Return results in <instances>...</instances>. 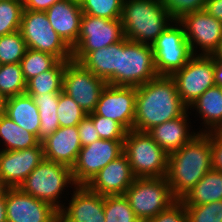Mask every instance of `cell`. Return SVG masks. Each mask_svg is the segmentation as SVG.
Segmentation results:
<instances>
[{"instance_id":"cell-15","label":"cell","mask_w":222,"mask_h":222,"mask_svg":"<svg viewBox=\"0 0 222 222\" xmlns=\"http://www.w3.org/2000/svg\"><path fill=\"white\" fill-rule=\"evenodd\" d=\"M135 107L136 87L107 84L93 112L117 121L129 131L134 130Z\"/></svg>"},{"instance_id":"cell-30","label":"cell","mask_w":222,"mask_h":222,"mask_svg":"<svg viewBox=\"0 0 222 222\" xmlns=\"http://www.w3.org/2000/svg\"><path fill=\"white\" fill-rule=\"evenodd\" d=\"M27 82L20 63L4 64L0 68V94L5 98L26 92Z\"/></svg>"},{"instance_id":"cell-41","label":"cell","mask_w":222,"mask_h":222,"mask_svg":"<svg viewBox=\"0 0 222 222\" xmlns=\"http://www.w3.org/2000/svg\"><path fill=\"white\" fill-rule=\"evenodd\" d=\"M78 132L81 146H87L100 139L99 134L93 124V121L86 116L78 125Z\"/></svg>"},{"instance_id":"cell-39","label":"cell","mask_w":222,"mask_h":222,"mask_svg":"<svg viewBox=\"0 0 222 222\" xmlns=\"http://www.w3.org/2000/svg\"><path fill=\"white\" fill-rule=\"evenodd\" d=\"M174 20H179L184 14L203 10L206 0H160Z\"/></svg>"},{"instance_id":"cell-49","label":"cell","mask_w":222,"mask_h":222,"mask_svg":"<svg viewBox=\"0 0 222 222\" xmlns=\"http://www.w3.org/2000/svg\"><path fill=\"white\" fill-rule=\"evenodd\" d=\"M7 186L4 184L3 180L0 178V198L5 194Z\"/></svg>"},{"instance_id":"cell-46","label":"cell","mask_w":222,"mask_h":222,"mask_svg":"<svg viewBox=\"0 0 222 222\" xmlns=\"http://www.w3.org/2000/svg\"><path fill=\"white\" fill-rule=\"evenodd\" d=\"M0 222H7L5 194L0 198Z\"/></svg>"},{"instance_id":"cell-5","label":"cell","mask_w":222,"mask_h":222,"mask_svg":"<svg viewBox=\"0 0 222 222\" xmlns=\"http://www.w3.org/2000/svg\"><path fill=\"white\" fill-rule=\"evenodd\" d=\"M150 44L118 42L117 86H140L158 77Z\"/></svg>"},{"instance_id":"cell-9","label":"cell","mask_w":222,"mask_h":222,"mask_svg":"<svg viewBox=\"0 0 222 222\" xmlns=\"http://www.w3.org/2000/svg\"><path fill=\"white\" fill-rule=\"evenodd\" d=\"M172 22L175 25H172ZM151 46L159 76H171L182 69L194 56L186 40L184 27L178 20L171 21V25L157 37Z\"/></svg>"},{"instance_id":"cell-3","label":"cell","mask_w":222,"mask_h":222,"mask_svg":"<svg viewBox=\"0 0 222 222\" xmlns=\"http://www.w3.org/2000/svg\"><path fill=\"white\" fill-rule=\"evenodd\" d=\"M121 21L128 40L151 45L174 19L160 0H123Z\"/></svg>"},{"instance_id":"cell-29","label":"cell","mask_w":222,"mask_h":222,"mask_svg":"<svg viewBox=\"0 0 222 222\" xmlns=\"http://www.w3.org/2000/svg\"><path fill=\"white\" fill-rule=\"evenodd\" d=\"M67 61L59 60L50 70L27 82L26 94L60 93L63 91V75Z\"/></svg>"},{"instance_id":"cell-6","label":"cell","mask_w":222,"mask_h":222,"mask_svg":"<svg viewBox=\"0 0 222 222\" xmlns=\"http://www.w3.org/2000/svg\"><path fill=\"white\" fill-rule=\"evenodd\" d=\"M76 185L69 166L44 159L25 179L19 188L38 200L51 204L60 211L63 204L59 203L63 189ZM59 200V201H58Z\"/></svg>"},{"instance_id":"cell-21","label":"cell","mask_w":222,"mask_h":222,"mask_svg":"<svg viewBox=\"0 0 222 222\" xmlns=\"http://www.w3.org/2000/svg\"><path fill=\"white\" fill-rule=\"evenodd\" d=\"M42 145L46 160L61 163L70 168L75 164L82 147L77 126L59 127L42 141Z\"/></svg>"},{"instance_id":"cell-32","label":"cell","mask_w":222,"mask_h":222,"mask_svg":"<svg viewBox=\"0 0 222 222\" xmlns=\"http://www.w3.org/2000/svg\"><path fill=\"white\" fill-rule=\"evenodd\" d=\"M105 222H141L124 195L104 196Z\"/></svg>"},{"instance_id":"cell-23","label":"cell","mask_w":222,"mask_h":222,"mask_svg":"<svg viewBox=\"0 0 222 222\" xmlns=\"http://www.w3.org/2000/svg\"><path fill=\"white\" fill-rule=\"evenodd\" d=\"M5 115L22 129L34 134L38 138L40 129V115L32 96L26 93L7 98L5 101Z\"/></svg>"},{"instance_id":"cell-40","label":"cell","mask_w":222,"mask_h":222,"mask_svg":"<svg viewBox=\"0 0 222 222\" xmlns=\"http://www.w3.org/2000/svg\"><path fill=\"white\" fill-rule=\"evenodd\" d=\"M147 222H188L186 207L181 200L177 199Z\"/></svg>"},{"instance_id":"cell-34","label":"cell","mask_w":222,"mask_h":222,"mask_svg":"<svg viewBox=\"0 0 222 222\" xmlns=\"http://www.w3.org/2000/svg\"><path fill=\"white\" fill-rule=\"evenodd\" d=\"M27 50L20 31L0 36V62L4 64L20 63Z\"/></svg>"},{"instance_id":"cell-43","label":"cell","mask_w":222,"mask_h":222,"mask_svg":"<svg viewBox=\"0 0 222 222\" xmlns=\"http://www.w3.org/2000/svg\"><path fill=\"white\" fill-rule=\"evenodd\" d=\"M59 0H23L24 10L46 11Z\"/></svg>"},{"instance_id":"cell-26","label":"cell","mask_w":222,"mask_h":222,"mask_svg":"<svg viewBox=\"0 0 222 222\" xmlns=\"http://www.w3.org/2000/svg\"><path fill=\"white\" fill-rule=\"evenodd\" d=\"M180 200L184 205H202L222 200V172L211 169Z\"/></svg>"},{"instance_id":"cell-36","label":"cell","mask_w":222,"mask_h":222,"mask_svg":"<svg viewBox=\"0 0 222 222\" xmlns=\"http://www.w3.org/2000/svg\"><path fill=\"white\" fill-rule=\"evenodd\" d=\"M57 109L60 127L77 126L88 115L63 91L59 93Z\"/></svg>"},{"instance_id":"cell-4","label":"cell","mask_w":222,"mask_h":222,"mask_svg":"<svg viewBox=\"0 0 222 222\" xmlns=\"http://www.w3.org/2000/svg\"><path fill=\"white\" fill-rule=\"evenodd\" d=\"M123 153L135 178L166 177L168 154L147 132L127 131Z\"/></svg>"},{"instance_id":"cell-45","label":"cell","mask_w":222,"mask_h":222,"mask_svg":"<svg viewBox=\"0 0 222 222\" xmlns=\"http://www.w3.org/2000/svg\"><path fill=\"white\" fill-rule=\"evenodd\" d=\"M215 69H214V77H215V85L222 87V60L216 59L214 57Z\"/></svg>"},{"instance_id":"cell-48","label":"cell","mask_w":222,"mask_h":222,"mask_svg":"<svg viewBox=\"0 0 222 222\" xmlns=\"http://www.w3.org/2000/svg\"><path fill=\"white\" fill-rule=\"evenodd\" d=\"M213 56L216 59H221L222 60V40L220 42L219 48L217 49V51L213 54Z\"/></svg>"},{"instance_id":"cell-25","label":"cell","mask_w":222,"mask_h":222,"mask_svg":"<svg viewBox=\"0 0 222 222\" xmlns=\"http://www.w3.org/2000/svg\"><path fill=\"white\" fill-rule=\"evenodd\" d=\"M197 109L203 124L204 133L218 131L222 127V87L214 85L207 89L189 108ZM208 127V128H207Z\"/></svg>"},{"instance_id":"cell-38","label":"cell","mask_w":222,"mask_h":222,"mask_svg":"<svg viewBox=\"0 0 222 222\" xmlns=\"http://www.w3.org/2000/svg\"><path fill=\"white\" fill-rule=\"evenodd\" d=\"M87 116L93 121L100 139L114 141L125 140L127 130L117 121L96 115L94 112Z\"/></svg>"},{"instance_id":"cell-2","label":"cell","mask_w":222,"mask_h":222,"mask_svg":"<svg viewBox=\"0 0 222 222\" xmlns=\"http://www.w3.org/2000/svg\"><path fill=\"white\" fill-rule=\"evenodd\" d=\"M200 131L191 141L168 155L166 179L173 196L179 200L212 169L211 140Z\"/></svg>"},{"instance_id":"cell-7","label":"cell","mask_w":222,"mask_h":222,"mask_svg":"<svg viewBox=\"0 0 222 222\" xmlns=\"http://www.w3.org/2000/svg\"><path fill=\"white\" fill-rule=\"evenodd\" d=\"M124 196L141 222L149 221L177 200L166 177L135 178Z\"/></svg>"},{"instance_id":"cell-20","label":"cell","mask_w":222,"mask_h":222,"mask_svg":"<svg viewBox=\"0 0 222 222\" xmlns=\"http://www.w3.org/2000/svg\"><path fill=\"white\" fill-rule=\"evenodd\" d=\"M50 25L63 41L73 49L80 32L83 12L79 0H59L46 11Z\"/></svg>"},{"instance_id":"cell-8","label":"cell","mask_w":222,"mask_h":222,"mask_svg":"<svg viewBox=\"0 0 222 222\" xmlns=\"http://www.w3.org/2000/svg\"><path fill=\"white\" fill-rule=\"evenodd\" d=\"M19 31L27 48L50 53L59 60H72V49L50 25L45 11L24 10Z\"/></svg>"},{"instance_id":"cell-28","label":"cell","mask_w":222,"mask_h":222,"mask_svg":"<svg viewBox=\"0 0 222 222\" xmlns=\"http://www.w3.org/2000/svg\"><path fill=\"white\" fill-rule=\"evenodd\" d=\"M0 138L5 151L30 149L41 143L36 135L22 129L5 114L0 115Z\"/></svg>"},{"instance_id":"cell-13","label":"cell","mask_w":222,"mask_h":222,"mask_svg":"<svg viewBox=\"0 0 222 222\" xmlns=\"http://www.w3.org/2000/svg\"><path fill=\"white\" fill-rule=\"evenodd\" d=\"M124 141L98 139L81 147L72 166V177L76 185H87L108 163L123 154Z\"/></svg>"},{"instance_id":"cell-24","label":"cell","mask_w":222,"mask_h":222,"mask_svg":"<svg viewBox=\"0 0 222 222\" xmlns=\"http://www.w3.org/2000/svg\"><path fill=\"white\" fill-rule=\"evenodd\" d=\"M118 42L90 51L80 63L109 85L117 86Z\"/></svg>"},{"instance_id":"cell-42","label":"cell","mask_w":222,"mask_h":222,"mask_svg":"<svg viewBox=\"0 0 222 222\" xmlns=\"http://www.w3.org/2000/svg\"><path fill=\"white\" fill-rule=\"evenodd\" d=\"M206 134L211 140L212 169L222 172V132L212 131Z\"/></svg>"},{"instance_id":"cell-35","label":"cell","mask_w":222,"mask_h":222,"mask_svg":"<svg viewBox=\"0 0 222 222\" xmlns=\"http://www.w3.org/2000/svg\"><path fill=\"white\" fill-rule=\"evenodd\" d=\"M83 14L106 19H121L123 0H79Z\"/></svg>"},{"instance_id":"cell-18","label":"cell","mask_w":222,"mask_h":222,"mask_svg":"<svg viewBox=\"0 0 222 222\" xmlns=\"http://www.w3.org/2000/svg\"><path fill=\"white\" fill-rule=\"evenodd\" d=\"M134 179L129 160L123 153L103 167L86 186L102 196L124 195Z\"/></svg>"},{"instance_id":"cell-44","label":"cell","mask_w":222,"mask_h":222,"mask_svg":"<svg viewBox=\"0 0 222 222\" xmlns=\"http://www.w3.org/2000/svg\"><path fill=\"white\" fill-rule=\"evenodd\" d=\"M204 10L222 22V0H206Z\"/></svg>"},{"instance_id":"cell-14","label":"cell","mask_w":222,"mask_h":222,"mask_svg":"<svg viewBox=\"0 0 222 222\" xmlns=\"http://www.w3.org/2000/svg\"><path fill=\"white\" fill-rule=\"evenodd\" d=\"M184 27L185 37L191 51L196 55V48L202 52L198 55H213L222 40V22L209 15L204 9L184 14L178 20Z\"/></svg>"},{"instance_id":"cell-33","label":"cell","mask_w":222,"mask_h":222,"mask_svg":"<svg viewBox=\"0 0 222 222\" xmlns=\"http://www.w3.org/2000/svg\"><path fill=\"white\" fill-rule=\"evenodd\" d=\"M23 11V0H0V36L19 30Z\"/></svg>"},{"instance_id":"cell-16","label":"cell","mask_w":222,"mask_h":222,"mask_svg":"<svg viewBox=\"0 0 222 222\" xmlns=\"http://www.w3.org/2000/svg\"><path fill=\"white\" fill-rule=\"evenodd\" d=\"M5 204L7 222H55L59 218V211L51 204L20 188H7Z\"/></svg>"},{"instance_id":"cell-11","label":"cell","mask_w":222,"mask_h":222,"mask_svg":"<svg viewBox=\"0 0 222 222\" xmlns=\"http://www.w3.org/2000/svg\"><path fill=\"white\" fill-rule=\"evenodd\" d=\"M214 56L194 55L170 77L182 102L189 108L207 89L215 85Z\"/></svg>"},{"instance_id":"cell-19","label":"cell","mask_w":222,"mask_h":222,"mask_svg":"<svg viewBox=\"0 0 222 222\" xmlns=\"http://www.w3.org/2000/svg\"><path fill=\"white\" fill-rule=\"evenodd\" d=\"M68 207L59 211L63 222H105L104 196L86 185H75Z\"/></svg>"},{"instance_id":"cell-37","label":"cell","mask_w":222,"mask_h":222,"mask_svg":"<svg viewBox=\"0 0 222 222\" xmlns=\"http://www.w3.org/2000/svg\"><path fill=\"white\" fill-rule=\"evenodd\" d=\"M185 207L188 222H222V200Z\"/></svg>"},{"instance_id":"cell-27","label":"cell","mask_w":222,"mask_h":222,"mask_svg":"<svg viewBox=\"0 0 222 222\" xmlns=\"http://www.w3.org/2000/svg\"><path fill=\"white\" fill-rule=\"evenodd\" d=\"M27 95L32 96L39 110L41 124L38 132V139L42 142L60 127L57 115L59 93Z\"/></svg>"},{"instance_id":"cell-12","label":"cell","mask_w":222,"mask_h":222,"mask_svg":"<svg viewBox=\"0 0 222 222\" xmlns=\"http://www.w3.org/2000/svg\"><path fill=\"white\" fill-rule=\"evenodd\" d=\"M106 81L94 75L80 62L67 61L63 75V92L87 114L93 113Z\"/></svg>"},{"instance_id":"cell-31","label":"cell","mask_w":222,"mask_h":222,"mask_svg":"<svg viewBox=\"0 0 222 222\" xmlns=\"http://www.w3.org/2000/svg\"><path fill=\"white\" fill-rule=\"evenodd\" d=\"M58 61L59 59L50 53L27 48L20 62L26 82L44 71L50 70Z\"/></svg>"},{"instance_id":"cell-17","label":"cell","mask_w":222,"mask_h":222,"mask_svg":"<svg viewBox=\"0 0 222 222\" xmlns=\"http://www.w3.org/2000/svg\"><path fill=\"white\" fill-rule=\"evenodd\" d=\"M44 159L42 142L30 149L0 150V178L8 188H19Z\"/></svg>"},{"instance_id":"cell-1","label":"cell","mask_w":222,"mask_h":222,"mask_svg":"<svg viewBox=\"0 0 222 222\" xmlns=\"http://www.w3.org/2000/svg\"><path fill=\"white\" fill-rule=\"evenodd\" d=\"M188 109L179 97L175 81L170 76H158L136 87L134 130L148 132Z\"/></svg>"},{"instance_id":"cell-10","label":"cell","mask_w":222,"mask_h":222,"mask_svg":"<svg viewBox=\"0 0 222 222\" xmlns=\"http://www.w3.org/2000/svg\"><path fill=\"white\" fill-rule=\"evenodd\" d=\"M124 38L121 19H106L83 14L78 42L72 49V60L80 62L90 51L115 44Z\"/></svg>"},{"instance_id":"cell-22","label":"cell","mask_w":222,"mask_h":222,"mask_svg":"<svg viewBox=\"0 0 222 222\" xmlns=\"http://www.w3.org/2000/svg\"><path fill=\"white\" fill-rule=\"evenodd\" d=\"M187 113L186 111L182 116L157 125L147 132L168 155L176 152L199 133L190 134Z\"/></svg>"},{"instance_id":"cell-50","label":"cell","mask_w":222,"mask_h":222,"mask_svg":"<svg viewBox=\"0 0 222 222\" xmlns=\"http://www.w3.org/2000/svg\"><path fill=\"white\" fill-rule=\"evenodd\" d=\"M55 222H63L60 218H58Z\"/></svg>"},{"instance_id":"cell-47","label":"cell","mask_w":222,"mask_h":222,"mask_svg":"<svg viewBox=\"0 0 222 222\" xmlns=\"http://www.w3.org/2000/svg\"><path fill=\"white\" fill-rule=\"evenodd\" d=\"M5 101L6 99L0 94V115L5 114Z\"/></svg>"}]
</instances>
